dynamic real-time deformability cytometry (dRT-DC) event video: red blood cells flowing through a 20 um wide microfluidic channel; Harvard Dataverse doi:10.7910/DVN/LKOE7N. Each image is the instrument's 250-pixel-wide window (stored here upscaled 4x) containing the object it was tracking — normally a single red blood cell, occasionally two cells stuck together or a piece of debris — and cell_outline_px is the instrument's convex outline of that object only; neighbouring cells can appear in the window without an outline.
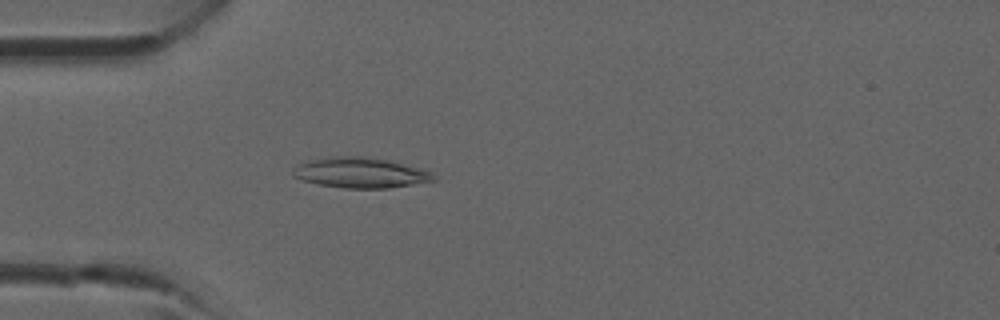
{"species": "common noctule bat (a hibernating species)", "species_latin": "Nyctalus noctula", "temperature_condition": "room temperature", "stored_images_in_passage": 32, "camera_frame_rate_fps": 3000, "um_per_image_px": 0.085, "animal": {"sex": "male", "forearm_length_mm": 52.5}, "frame": {"image": 1, "passage_image": 4, "time_ms": 1.0, "image_size_px": [1000, 320], "cell_outline_px": [[436, 180], [388, 188], [344, 188], [316, 184], [292, 176], [292, 172], [300, 164], [308, 160], [340, 156], [360, 156], [388, 160], [432, 172]], "centroid_in_image_um": [30.62, 14.69], "position_along_channel_um": 54.4, "area_um2": 24.45}}
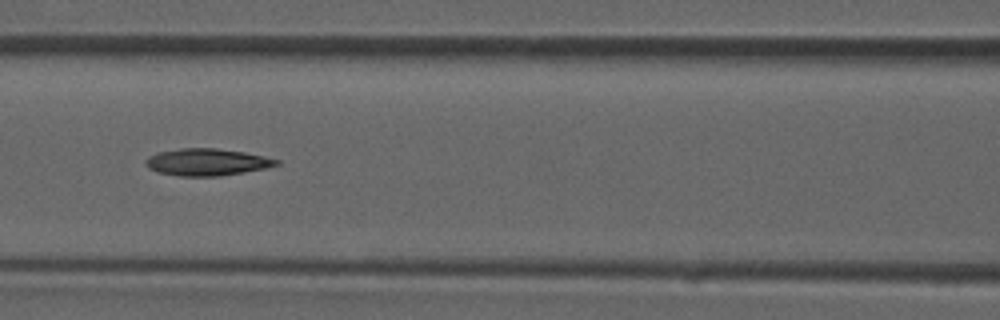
{"frame": {"image": 2, "passage_image": 10, "time_ms": 3.0, "image_size_px": [1000, 320], "cell_outline_px": [[280, 164], [268, 168], [220, 176], [180, 176], [156, 172], [148, 168], [144, 164], [144, 160], [148, 156], [156, 152], [180, 148], [216, 148], [244, 152], [264, 156], [280, 160]], "centroid_in_image_um": [17.56, 13.78], "position_along_channel_um": 149.0, "area_um2": 20.87}}
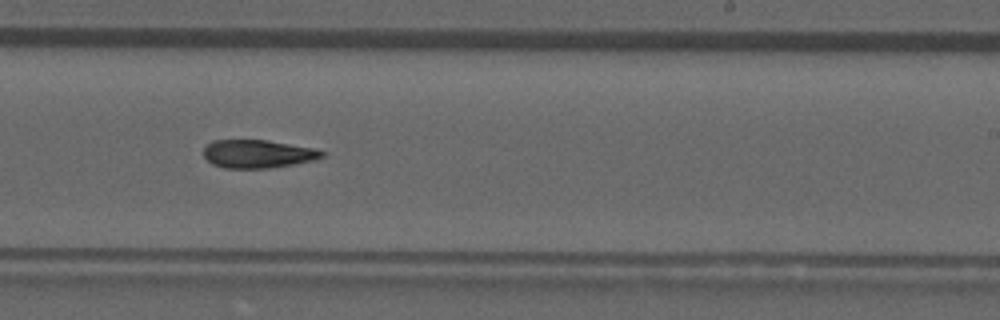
{"frame": {"image": 3, "passage_image": 17, "time_ms": 5.333, "image_size_px": [1000, 320], "cell_outline_px": [[328, 156], [312, 160], [292, 164], [268, 168], [224, 168], [212, 164], [204, 156], [204, 148], [212, 140], [268, 140], [312, 148], [328, 152]], "centroid_in_image_um": [21.93, 13.07], "position_along_channel_um": 267.1, "area_um2": 19.42}}